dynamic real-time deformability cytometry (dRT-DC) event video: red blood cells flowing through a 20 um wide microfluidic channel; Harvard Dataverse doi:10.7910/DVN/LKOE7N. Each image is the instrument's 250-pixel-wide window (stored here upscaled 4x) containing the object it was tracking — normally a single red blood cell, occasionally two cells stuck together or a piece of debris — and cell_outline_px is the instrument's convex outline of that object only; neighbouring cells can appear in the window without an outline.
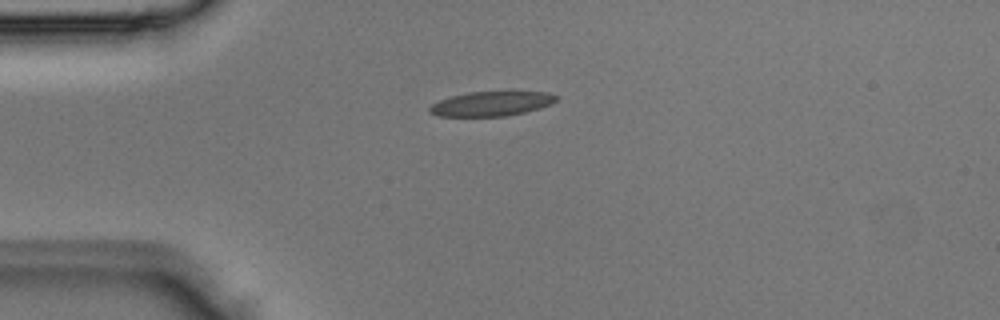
{"species": "Egyptian fruit bat (a non-hibernating species)", "species_latin": "Rousettus aegyptiacus", "temperature_condition": "room temperature", "stored_images_in_passage": 2, "camera_frame_rate_fps": 3000, "um_per_image_px": 0.085, "animal": {"sex": "male"}, "frame": {"image": 1, "passage_image": 1, "time_ms": 0.0, "image_size_px": [1000, 320], "cell_outline_px": [[560, 96], [552, 104], [540, 108], [524, 112], [504, 116], [436, 116], [428, 112], [428, 108], [432, 104], [440, 100], [452, 96], [468, 92], [508, 88], [548, 92]], "centroid_in_image_um": [41.85, 8.75], "position_along_channel_um": 43.1, "area_um2": 19.25}}